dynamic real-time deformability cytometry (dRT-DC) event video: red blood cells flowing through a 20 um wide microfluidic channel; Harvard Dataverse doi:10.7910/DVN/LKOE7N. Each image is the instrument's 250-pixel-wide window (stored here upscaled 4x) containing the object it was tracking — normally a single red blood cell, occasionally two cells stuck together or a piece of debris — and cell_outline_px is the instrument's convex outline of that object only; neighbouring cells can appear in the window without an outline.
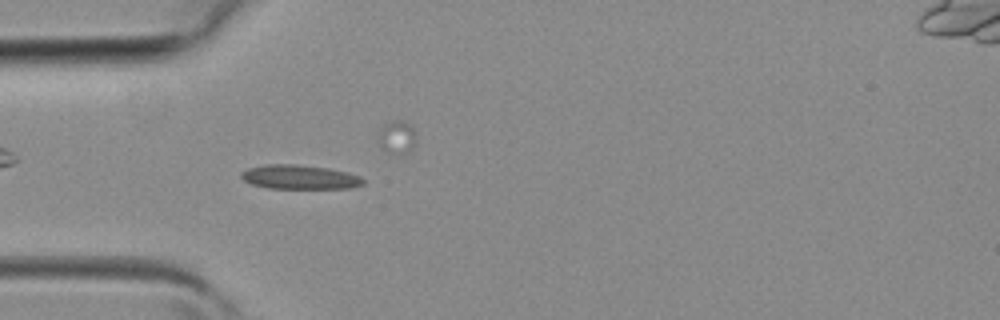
{"species": "common noctule bat (a hibernating species)", "species_latin": "Nyctalus noctula", "temperature_condition": "room temperature", "stored_images_in_passage": 4, "camera_frame_rate_fps": 3000, "um_per_image_px": 0.085, "animal": {"sex": "female", "body_mass_g": 19.3, "forearm_length_mm": 54.1}, "frame": {"image": 1, "passage_image": 3, "time_ms": 0.667, "image_size_px": [1000, 320], "cell_outline_px": [[364, 184], [352, 188], [268, 188], [252, 184], [244, 180], [240, 176], [240, 172], [248, 168], [268, 164], [292, 164], [328, 168], [348, 172], [360, 176], [364, 180]], "centroid_in_image_um": [25.48, 15.05], "position_along_channel_um": 59.5, "area_um2": 17.17}}
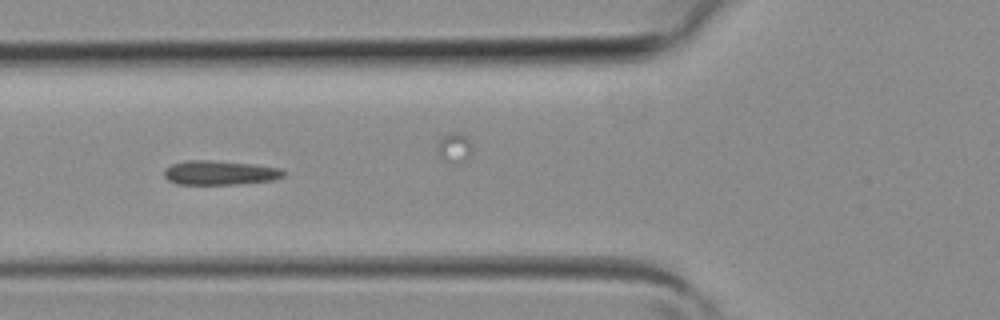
{"frame": {"image": 2, "passage_image": 4, "time_ms": 1.0, "image_size_px": [1000, 320], "cell_outline_px": [[284, 176], [276, 180], [240, 184], [176, 184], [168, 180], [164, 176], [164, 172], [172, 164], [184, 160], [208, 160], [256, 164], [280, 168], [284, 172]], "centroid_in_image_um": [18.72, 14.68], "position_along_channel_um": 107.1, "area_um2": 16.99}}